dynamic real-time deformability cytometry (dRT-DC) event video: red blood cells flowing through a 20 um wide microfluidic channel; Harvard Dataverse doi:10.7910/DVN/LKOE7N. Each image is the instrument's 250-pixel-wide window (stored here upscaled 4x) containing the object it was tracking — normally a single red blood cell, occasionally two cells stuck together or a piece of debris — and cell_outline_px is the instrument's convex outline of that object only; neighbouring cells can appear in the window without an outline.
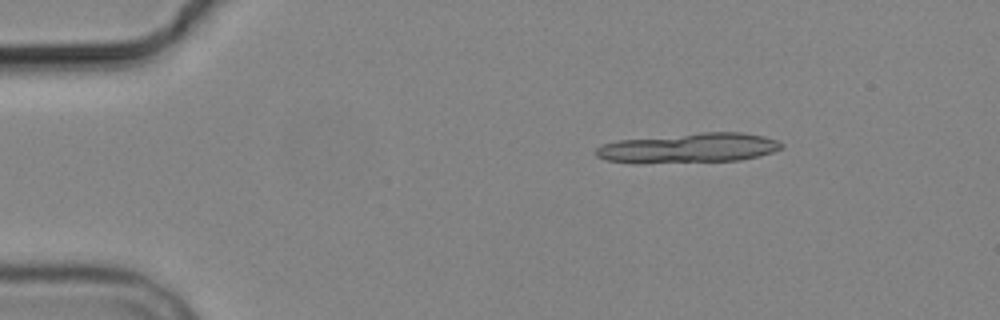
{"species": "common noctule bat (a hibernating species)", "species_latin": "Nyctalus noctula", "temperature_condition": "cold", "stored_images_in_passage": 3, "camera_frame_rate_fps": 3000, "um_per_image_px": 0.085, "animal": {"sex": "male", "body_mass_g": 19.2, "forearm_length_mm": 51.8}, "frame": {"image": 1, "passage_image": 1, "time_ms": 0.0, "image_size_px": [1000, 320], "cell_outline_px": [[784, 148], [760, 156], [740, 160], [604, 160], [596, 156], [592, 152], [600, 144], [616, 140], [704, 132], [740, 132], [764, 136], [776, 140], [784, 144]], "centroid_in_image_um": [58.63, 12.52], "position_along_channel_um": 26.4, "area_um2": 30.81}}
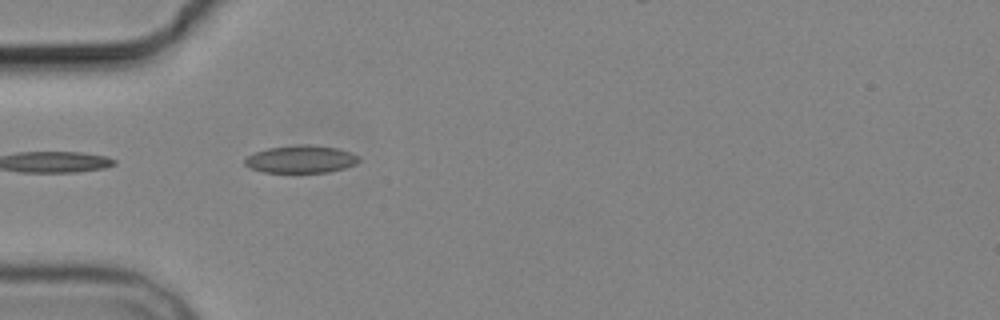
{"frame": {"image": 2, "passage_image": 3, "time_ms": 3.0, "image_size_px": [1000, 320], "cell_outline_px": [[360, 160], [356, 164], [344, 168], [328, 172], [264, 172], [248, 168], [244, 164], [244, 160], [248, 156], [256, 152], [268, 148], [296, 144], [312, 144], [336, 148], [352, 152], [360, 156]], "centroid_in_image_um": [25.6, 13.52], "position_along_channel_um": 59.4, "area_um2": 18.5}}